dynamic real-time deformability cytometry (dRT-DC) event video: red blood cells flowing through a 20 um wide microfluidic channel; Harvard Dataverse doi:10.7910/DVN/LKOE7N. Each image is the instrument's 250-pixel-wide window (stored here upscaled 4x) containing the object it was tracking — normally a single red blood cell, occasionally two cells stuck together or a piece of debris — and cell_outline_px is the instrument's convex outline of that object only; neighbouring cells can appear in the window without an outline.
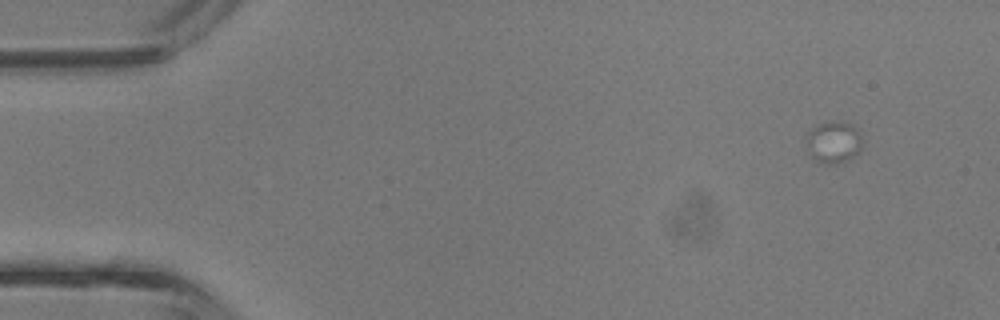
{"species": "common noctule bat (a hibernating species)", "species_latin": "Nyctalus noctula", "temperature_condition": "room temperature", "stored_images_in_passage": 4, "segment_of_instrument_passage": [2, 2], "camera_frame_rate_fps": 3000, "um_per_image_px": 0.085, "animal": {"sex": "male", "body_mass_g": 13.3}, "frame": {"image": 1, "passage_image": 4, "time_ms": 1.0, "image_size_px": [1000, 320], "cell_outline_px": [[860, 152], [844, 164], [820, 164], [808, 156], [808, 132], [812, 128], [828, 120], [852, 124], [860, 136]], "centroid_in_image_um": [70.84, 12.14], "position_along_channel_um": 14.2, "area_um2": 13.81}}